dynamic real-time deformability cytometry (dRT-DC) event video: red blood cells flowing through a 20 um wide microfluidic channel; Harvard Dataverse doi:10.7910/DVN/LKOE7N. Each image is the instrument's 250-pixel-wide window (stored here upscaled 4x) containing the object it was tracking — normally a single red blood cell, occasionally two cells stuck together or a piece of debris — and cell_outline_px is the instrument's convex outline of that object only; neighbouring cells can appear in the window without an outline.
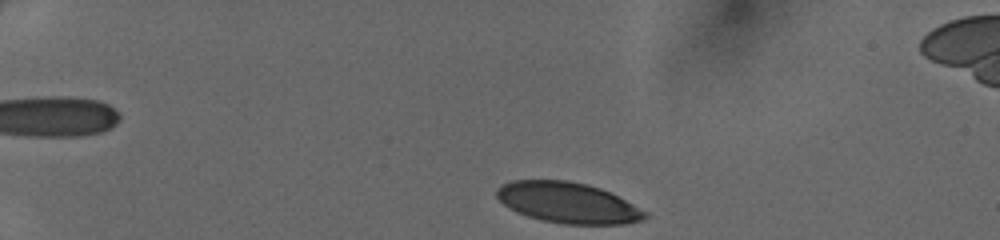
{"species": "human", "species_latin": "Homo sapiens", "temperature_condition": "cold", "stored_images_in_passage": 34, "camera_frame_rate_fps": 3000, "um_per_image_px": 0.085, "donor": {"sex": "female"}, "frame": {"image": 1, "passage_image": 1, "time_ms": 0.0, "image_size_px": [1000, 240], "cell_outline_px": [[648, 216], [644, 220], [620, 224], [564, 224], [544, 220], [528, 216], [516, 212], [504, 204], [496, 196], [496, 188], [512, 180], [568, 180], [588, 184], [600, 188], [648, 212]], "centroid_in_image_um": [48.26, 17.22], "position_along_channel_um": 36.7, "area_um2": 34.97}}
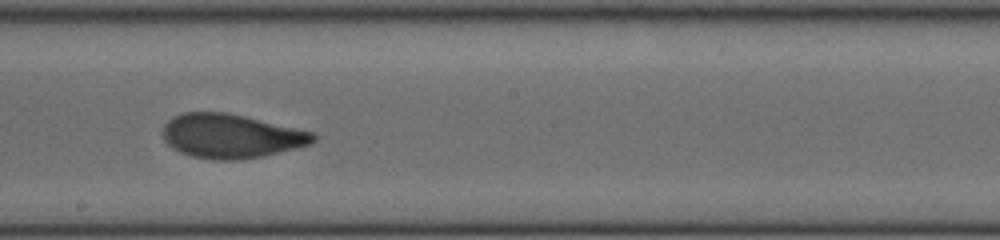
{"frame": {"image": 2, "passage_image": 20, "time_ms": 6.333, "image_size_px": [1000, 240], "cell_outline_px": [[316, 140], [312, 144], [264, 156], [240, 160], [212, 160], [192, 156], [180, 152], [172, 148], [164, 140], [164, 124], [172, 116], [184, 112], [224, 112], [244, 116], [312, 132], [316, 136]], "centroid_in_image_um": [19.62, 11.57], "position_along_channel_um": 228.6, "area_um2": 38.61}}
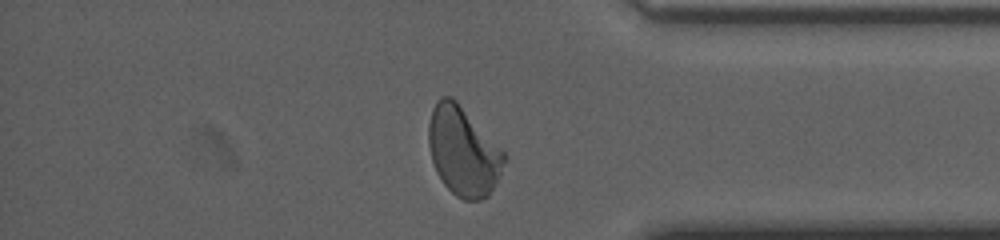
{"frame": {"image": 3, "passage_image": 32, "time_ms": 10.333, "image_size_px": [1000, 240], "cell_outline_px": [[504, 164], [500, 176], [496, 184], [488, 196], [480, 200], [464, 200], [456, 196], [444, 184], [436, 172], [432, 160], [428, 144], [428, 124], [432, 108], [440, 96], [452, 96], [456, 100], [504, 152]], "centroid_in_image_um": [39.34, 12.86], "position_along_channel_um": 395.9, "area_um2": 38.96}}